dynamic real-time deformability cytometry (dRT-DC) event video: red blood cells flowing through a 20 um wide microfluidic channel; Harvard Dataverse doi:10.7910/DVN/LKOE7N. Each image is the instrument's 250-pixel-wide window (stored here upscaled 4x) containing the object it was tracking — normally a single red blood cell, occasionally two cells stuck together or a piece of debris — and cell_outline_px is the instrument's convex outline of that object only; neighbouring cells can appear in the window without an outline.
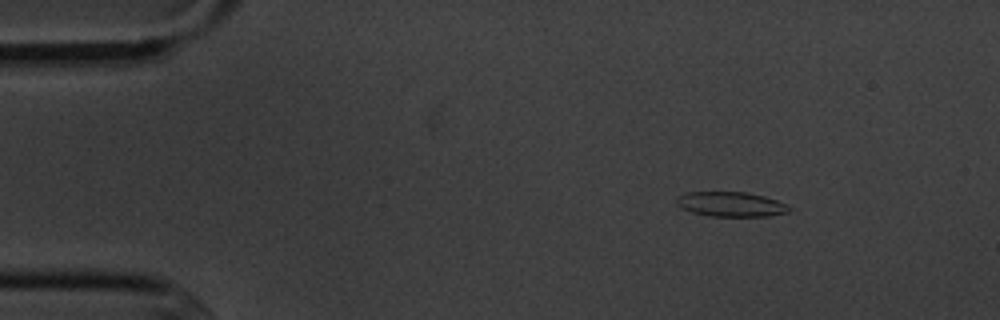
{"species": "common noctule bat (a hibernating species)", "species_latin": "Nyctalus noctula", "temperature_condition": "cold", "stored_images_in_passage": 4, "camera_frame_rate_fps": 3000, "um_per_image_px": 0.085, "animal": {"sex": "male", "body_mass_g": 20.1, "forearm_length_mm": 53.5}, "frame": {"image": 1, "passage_image": 2, "time_ms": 1.0, "image_size_px": [1000, 320], "cell_outline_px": [[792, 208], [788, 212], [768, 216], [708, 216], [692, 212], [676, 204], [676, 196], [688, 192], [744, 192], [764, 196], [788, 204]], "centroid_in_image_um": [62.14, 17.36], "position_along_channel_um": 22.9, "area_um2": 16.24}}